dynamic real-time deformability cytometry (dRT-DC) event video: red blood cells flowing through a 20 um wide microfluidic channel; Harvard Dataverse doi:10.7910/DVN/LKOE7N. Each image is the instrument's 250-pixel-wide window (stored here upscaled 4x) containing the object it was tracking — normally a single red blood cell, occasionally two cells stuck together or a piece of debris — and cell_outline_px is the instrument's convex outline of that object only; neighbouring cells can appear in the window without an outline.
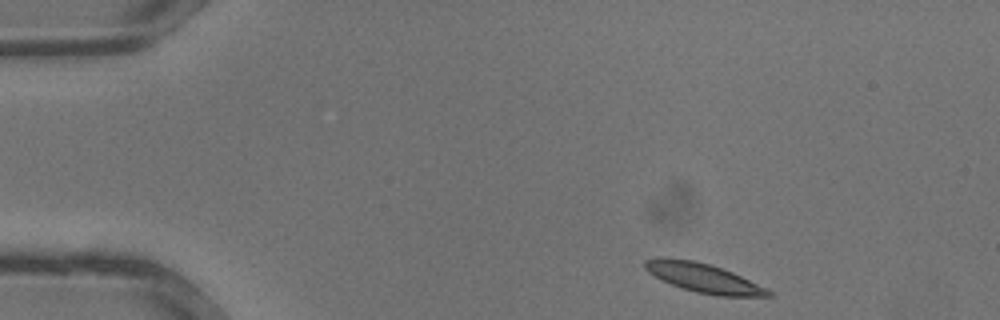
{"species": "common noctule bat (a hibernating species)", "species_latin": "Nyctalus noctula", "temperature_condition": "warm", "stored_images_in_passage": 10, "camera_frame_rate_fps": 3000, "um_per_image_px": 0.085, "animal": {"sex": "male", "body_mass_g": 13.3}, "frame": {"image": 1, "passage_image": 1, "time_ms": 0.0, "image_size_px": [1000, 320], "cell_outline_px": [[772, 296], [716, 296], [696, 292], [672, 284], [648, 272], [644, 268], [644, 260], [660, 256], [692, 260], [708, 264], [732, 272], [772, 292]], "centroid_in_image_um": [59.73, 23.61], "position_along_channel_um": 25.3, "area_um2": 20.46}}
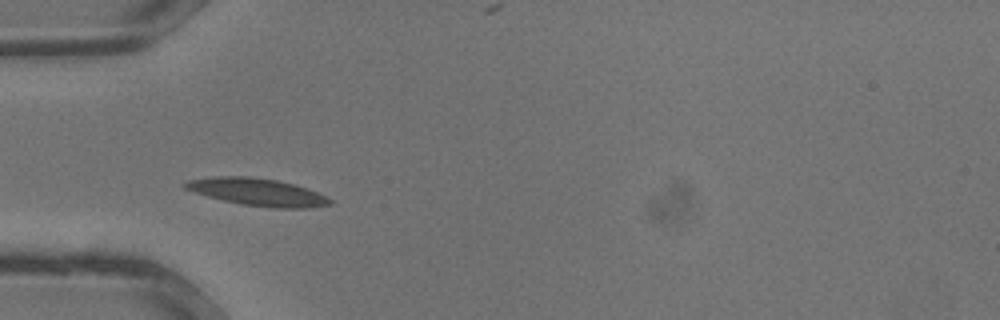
{"frame": {"image": 2, "passage_image": 7, "time_ms": 2.0, "image_size_px": [1000, 320], "cell_outline_px": [[332, 204], [308, 208], [272, 208], [240, 204], [208, 196], [184, 188], [184, 184], [188, 180], [216, 176], [252, 176], [276, 180], [308, 188], [332, 200]], "centroid_in_image_um": [21.9, 16.32], "position_along_channel_um": 63.1, "area_um2": 22.89}}
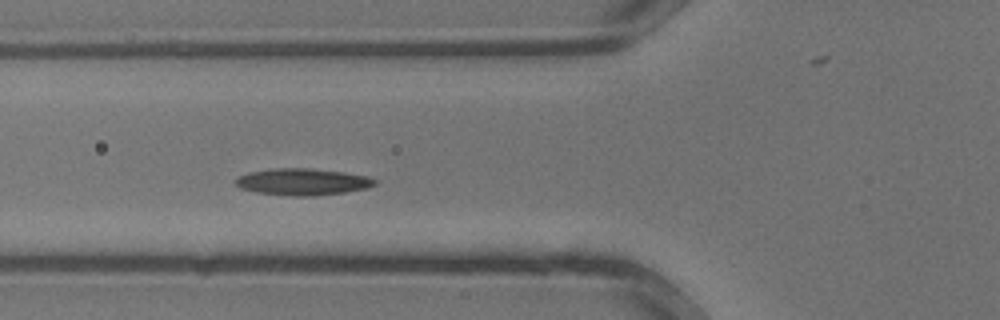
{"frame": {"image": 3, "passage_image": 9, "time_ms": 2.667, "image_size_px": [1000, 320], "cell_outline_px": [[376, 184], [368, 188], [344, 192], [312, 196], [292, 196], [256, 192], [240, 188], [236, 184], [236, 180], [240, 176], [248, 172], [272, 168], [312, 168], [344, 172], [368, 176], [376, 180]], "centroid_in_image_um": [25.74, 15.45], "position_along_channel_um": 100.1, "area_um2": 21.68}}